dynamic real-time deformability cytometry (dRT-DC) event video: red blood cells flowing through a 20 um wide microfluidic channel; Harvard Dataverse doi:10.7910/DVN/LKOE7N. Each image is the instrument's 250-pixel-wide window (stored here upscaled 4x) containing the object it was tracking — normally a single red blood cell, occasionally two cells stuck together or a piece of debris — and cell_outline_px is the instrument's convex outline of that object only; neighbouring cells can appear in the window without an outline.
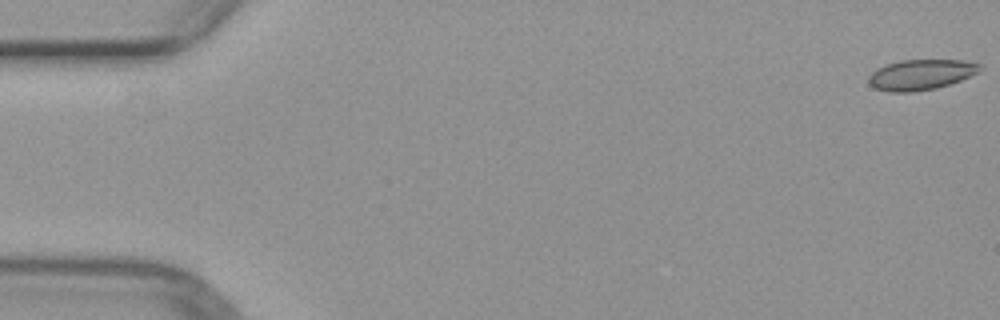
{"species": "common noctule bat (a hibernating species)", "species_latin": "Nyctalus noctula", "temperature_condition": "warm", "stored_images_in_passage": 51, "camera_frame_rate_fps": 3000, "um_per_image_px": 0.085, "animal": {"sex": "female", "body_mass_g": 29.2, "forearm_length_mm": 56.3}, "frame": {"image": 1, "passage_image": 1, "time_ms": 0.0, "image_size_px": [1000, 320], "cell_outline_px": [[984, 68], [980, 72], [960, 80], [936, 88], [912, 92], [888, 92], [876, 88], [868, 84], [868, 76], [876, 68], [900, 60], [964, 60], [980, 64]], "centroid_in_image_um": [78.28, 6.34], "position_along_channel_um": 6.7, "area_um2": 19.83}}
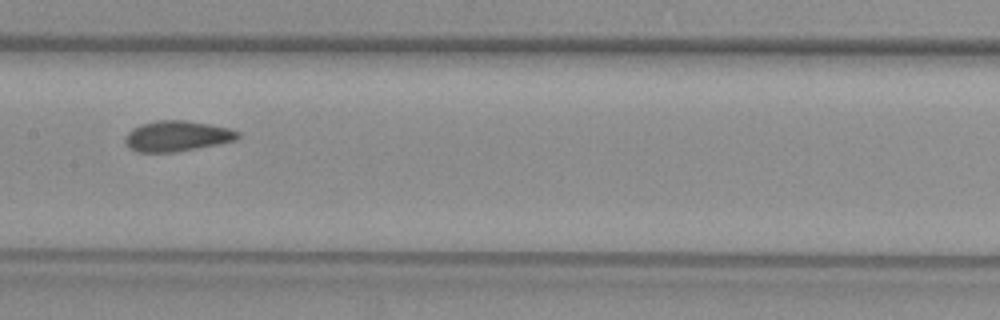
{"frame": {"image": 2, "passage_image": 26, "time_ms": 8.333, "image_size_px": [1000, 320], "cell_outline_px": [[240, 136], [236, 140], [196, 148], [172, 152], [136, 152], [124, 140], [128, 132], [132, 128], [140, 124], [156, 120], [184, 120], [208, 124], [228, 128], [240, 132]], "centroid_in_image_um": [15.04, 11.55], "position_along_channel_um": 192.4, "area_um2": 19.83}}
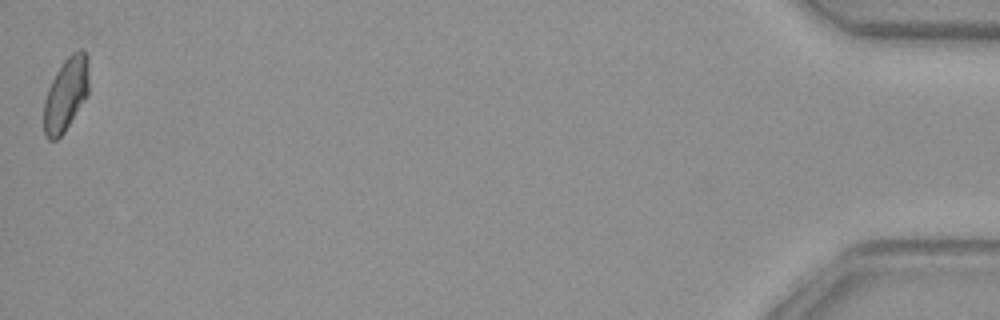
{"frame": {"image": 3, "passage_image": 51, "time_ms": 16.667, "image_size_px": [1000, 320], "cell_outline_px": [[88, 96], [64, 132], [56, 140], [48, 140], [44, 136], [44, 100], [48, 88], [56, 72], [64, 60], [72, 52], [80, 48], [88, 56]], "centroid_in_image_um": [5.6, 8.02], "position_along_channel_um": 429.6, "area_um2": 19.42}}